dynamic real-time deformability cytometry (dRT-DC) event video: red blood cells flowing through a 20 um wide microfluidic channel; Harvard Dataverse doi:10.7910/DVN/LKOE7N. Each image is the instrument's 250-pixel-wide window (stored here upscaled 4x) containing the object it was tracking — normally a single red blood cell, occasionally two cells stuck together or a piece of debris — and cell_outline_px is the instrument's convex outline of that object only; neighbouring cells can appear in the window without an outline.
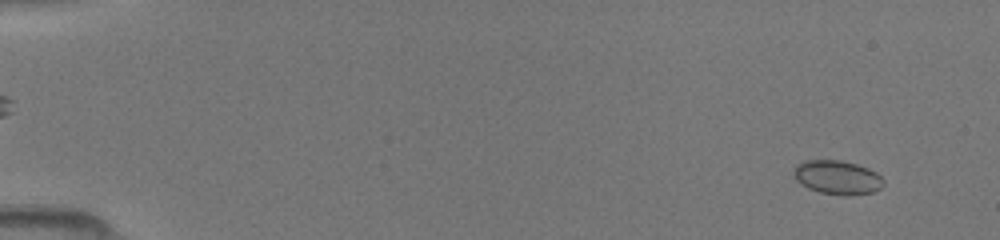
{"species": "common noctule bat (a hibernating species)", "species_latin": "Nyctalus noctula", "temperature_condition": "room temperature", "stored_images_in_passage": 49, "camera_frame_rate_fps": 3000, "um_per_image_px": 0.085, "animal": {"sex": "female", "body_mass_g": 19.5, "forearm_length_mm": 54.1}, "frame": {"image": 1, "passage_image": 3, "time_ms": 0.667, "image_size_px": [1000, 240], "cell_outline_px": [[884, 184], [880, 188], [872, 192], [848, 196], [844, 196], [820, 192], [808, 188], [800, 184], [796, 180], [792, 172], [796, 164], [804, 160], [840, 160], [856, 164], [868, 168], [876, 172], [884, 180]], "centroid_in_image_um": [71.15, 15.08], "position_along_channel_um": 13.9, "area_um2": 17.92}}
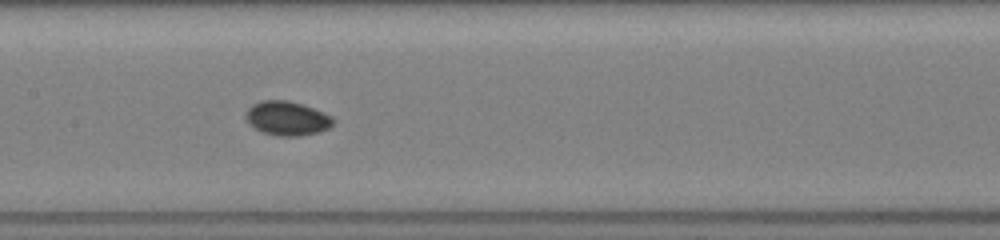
{"frame": {"image": 2, "passage_image": 25, "time_ms": 8.0, "image_size_px": [1000, 240], "cell_outline_px": [[336, 120], [328, 128], [320, 132], [300, 136], [276, 136], [264, 132], [248, 124], [248, 108], [252, 104], [260, 100], [288, 100], [324, 112], [332, 116]], "centroid_in_image_um": [24.44, 10.06], "position_along_channel_um": 183.0, "area_um2": 17.28}}
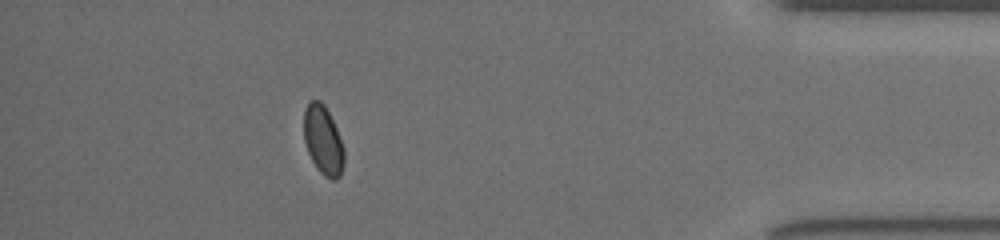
{"frame": {"image": 3, "passage_image": 44, "time_ms": 14.333, "image_size_px": [1000, 240], "cell_outline_px": [[344, 164], [340, 176], [336, 180], [332, 180], [324, 176], [316, 168], [308, 152], [304, 140], [304, 108], [308, 100], [320, 100], [324, 104], [336, 128], [344, 148]], "centroid_in_image_um": [27.46, 11.92], "position_along_channel_um": 407.7, "area_um2": 16.3}}